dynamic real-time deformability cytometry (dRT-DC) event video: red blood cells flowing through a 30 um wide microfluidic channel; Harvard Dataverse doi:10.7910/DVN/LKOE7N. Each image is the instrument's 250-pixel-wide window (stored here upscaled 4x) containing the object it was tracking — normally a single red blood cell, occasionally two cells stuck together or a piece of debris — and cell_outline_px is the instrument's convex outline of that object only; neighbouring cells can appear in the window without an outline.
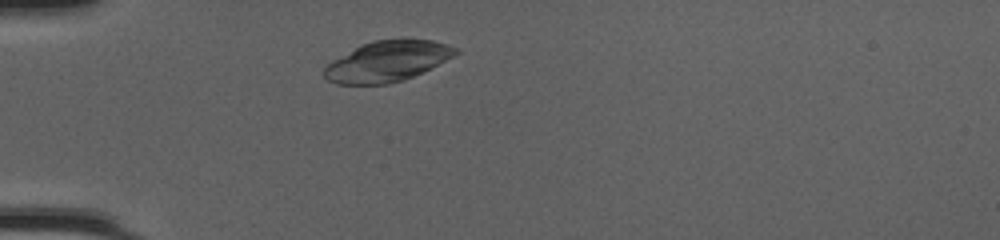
{"species": "common noctule bat (a hibernating species)", "species_latin": "Nyctalus noctula", "temperature_condition": "cold", "stored_images_in_passage": 39, "camera_frame_rate_fps": 3000, "um_per_image_px": 0.085, "animal": {"sex": "female", "body_mass_g": 20.0, "forearm_length_mm": 54.0}, "frame": {"image": 1, "passage_image": 5, "time_ms": 1.333, "image_size_px": [1000, 240], "cell_outline_px": [[460, 52], [404, 80], [388, 84], [336, 84], [328, 80], [324, 76], [324, 68], [332, 60], [360, 44], [372, 40], [432, 40], [456, 48]], "centroid_in_image_um": [32.84, 5.22], "position_along_channel_um": 52.2, "area_um2": 30.46}}
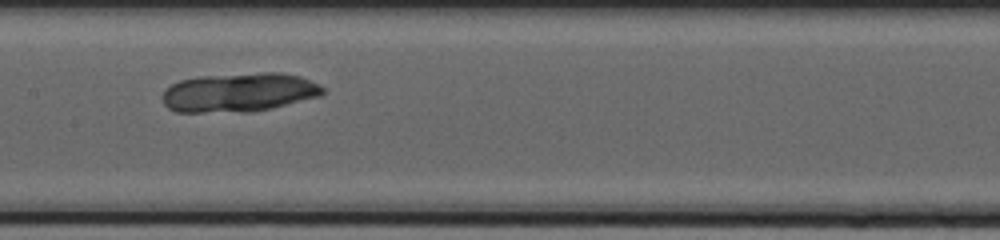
{"frame": {"image": 2, "passage_image": 16, "time_ms": 5.0, "image_size_px": [1000, 240], "cell_outline_px": [[324, 92], [320, 96], [272, 108], [252, 112], [176, 112], [168, 108], [164, 104], [164, 92], [172, 84], [180, 80], [200, 76], [260, 72], [280, 72], [300, 76], [320, 84], [324, 88]], "centroid_in_image_um": [20.35, 7.85], "position_along_channel_um": 187.0, "area_um2": 36.59}}
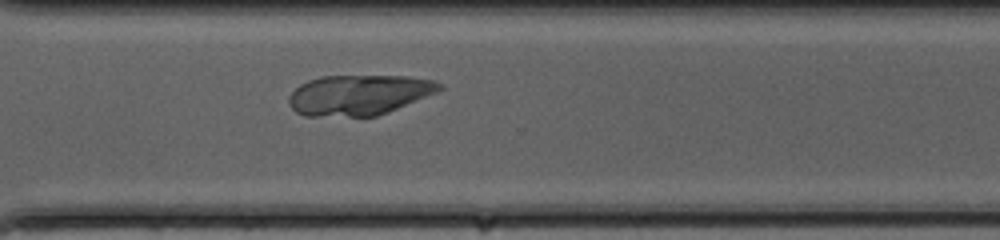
{"frame": {"image": 3, "passage_image": 27, "time_ms": 8.667, "image_size_px": [1000, 240], "cell_outline_px": [[444, 88], [440, 92], [388, 112], [376, 116], [304, 116], [296, 112], [288, 104], [288, 96], [300, 84], [308, 80], [320, 76], [408, 76], [436, 80], [444, 84]], "centroid_in_image_um": [30.56, 8.06], "position_along_channel_um": 340.0, "area_um2": 35.84}}